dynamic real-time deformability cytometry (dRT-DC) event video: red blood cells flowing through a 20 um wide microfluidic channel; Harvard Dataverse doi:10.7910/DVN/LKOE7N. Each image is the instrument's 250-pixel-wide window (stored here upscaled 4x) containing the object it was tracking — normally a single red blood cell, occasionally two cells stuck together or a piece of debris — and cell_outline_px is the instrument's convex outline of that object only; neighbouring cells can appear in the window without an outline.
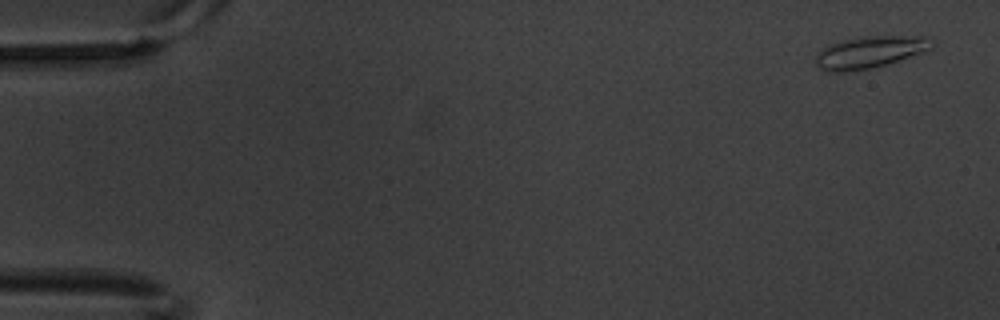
{"species": "common noctule bat (a hibernating species)", "species_latin": "Nyctalus noctula", "temperature_condition": "warm", "stored_images_in_passage": 5, "camera_frame_rate_fps": 3000, "um_per_image_px": 0.085, "animal": {"sex": "male", "body_mass_g": 20.1, "forearm_length_mm": 53.5}, "frame": {"image": 1, "passage_image": 1, "time_ms": 0.0, "image_size_px": [1000, 320], "cell_outline_px": [[936, 40], [932, 48], [928, 52], [888, 64], [868, 68], [844, 72], [828, 72], [820, 68], [816, 64], [816, 52], [828, 44], [844, 40], [864, 36], [924, 36]], "centroid_in_image_um": [74.0, 4.42], "position_along_channel_um": 11.0, "area_um2": 22.02}}
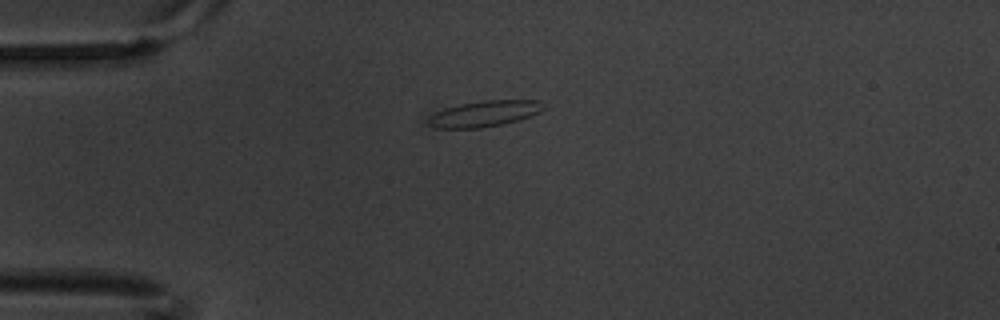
{"frame": {"image": 2, "passage_image": 4, "time_ms": 1.0, "image_size_px": [1000, 320], "cell_outline_px": [[544, 108], [540, 112], [520, 120], [480, 128], [436, 128], [428, 124], [428, 120], [436, 112], [444, 108], [460, 104], [484, 100], [540, 100]], "centroid_in_image_um": [41.19, 9.66], "position_along_channel_um": 43.8, "area_um2": 17.28}}